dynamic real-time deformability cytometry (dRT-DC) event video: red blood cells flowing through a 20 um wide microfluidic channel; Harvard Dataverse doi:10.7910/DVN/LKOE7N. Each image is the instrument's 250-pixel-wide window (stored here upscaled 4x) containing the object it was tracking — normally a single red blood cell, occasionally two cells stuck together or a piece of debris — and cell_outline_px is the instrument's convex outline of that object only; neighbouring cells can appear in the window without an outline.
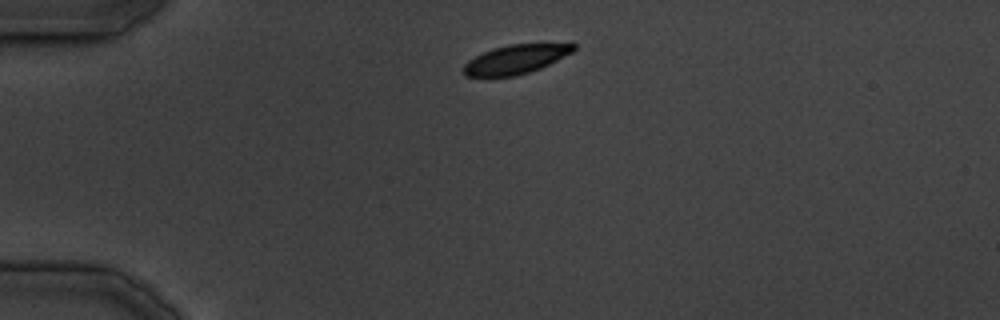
{"species": "common noctule bat (a hibernating species)", "species_latin": "Nyctalus noctula", "temperature_condition": "cold", "stored_images_in_passage": 17, "camera_frame_rate_fps": 3000, "um_per_image_px": 0.085, "animal": {"sex": "male", "body_mass_g": 19.5, "forearm_length_mm": 54.6}, "frame": {"image": 1, "passage_image": 1, "time_ms": 0.0, "image_size_px": [1000, 320], "cell_outline_px": [[576, 48], [572, 52], [540, 68], [516, 76], [464, 76], [464, 64], [468, 60], [492, 48], [508, 44], [572, 40], [576, 44]], "centroid_in_image_um": [43.96, 4.96], "position_along_channel_um": 41.0, "area_um2": 19.25}}
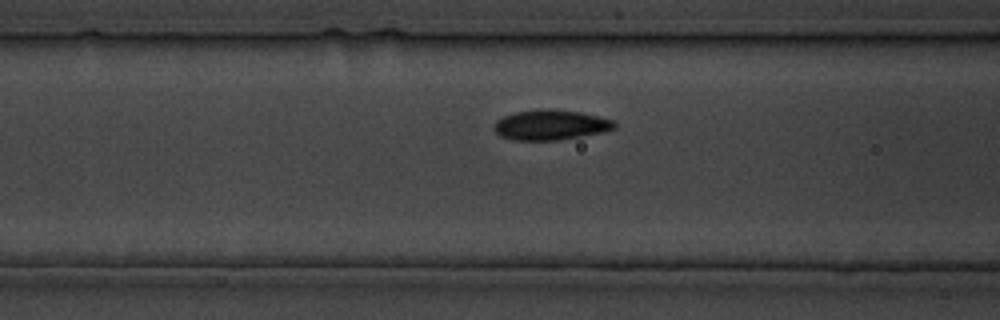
{"frame": {"image": 2, "passage_image": 8, "time_ms": 8.0, "image_size_px": [1000, 320], "cell_outline_px": [[616, 128], [604, 132], [560, 140], [512, 140], [500, 136], [496, 132], [496, 120], [504, 116], [516, 112], [544, 108], [548, 108], [580, 112], [616, 120]], "centroid_in_image_um": [46.86, 10.62], "position_along_channel_um": 119.7, "area_um2": 21.21}}
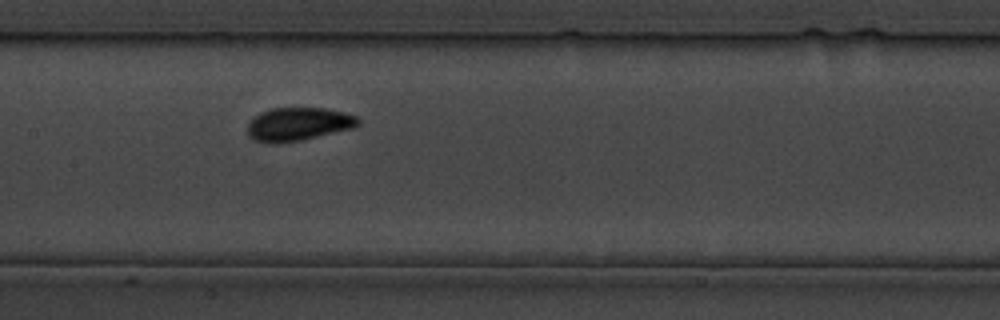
{"frame": {"image": 3, "passage_image": 12, "time_ms": 12.333, "image_size_px": [1000, 320], "cell_outline_px": [[360, 124], [352, 128], [300, 140], [276, 144], [268, 144], [252, 140], [248, 136], [248, 124], [252, 116], [260, 112], [272, 108], [324, 108], [344, 112], [356, 116], [360, 120]], "centroid_in_image_um": [25.29, 10.55], "position_along_channel_um": 182.1, "area_um2": 21.62}}